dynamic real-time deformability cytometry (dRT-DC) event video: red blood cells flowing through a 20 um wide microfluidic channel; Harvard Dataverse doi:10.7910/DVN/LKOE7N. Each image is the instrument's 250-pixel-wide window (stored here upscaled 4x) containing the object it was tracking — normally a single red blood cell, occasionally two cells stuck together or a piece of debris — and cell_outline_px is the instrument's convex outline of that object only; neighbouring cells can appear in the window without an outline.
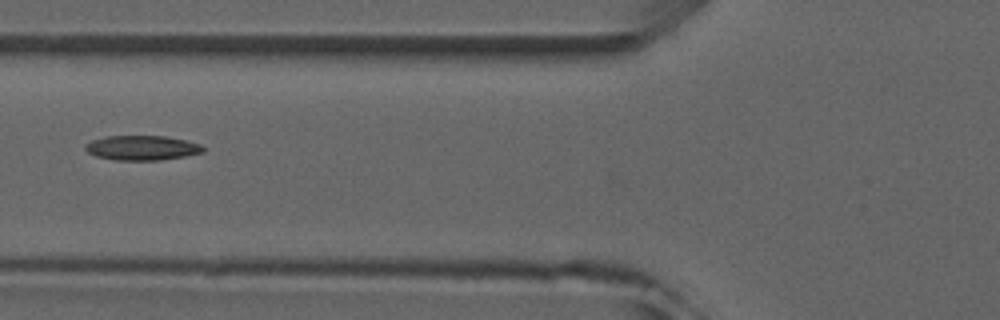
{"species": "common noctule bat (a hibernating species)", "species_latin": "Nyctalus noctula", "temperature_condition": "room temperature", "stored_images_in_passage": 5, "camera_frame_rate_fps": 3000, "um_per_image_px": 0.085, "animal": {"sex": "male", "forearm_length_mm": 52.5}, "frame": {"image": 1, "passage_image": 5, "time_ms": 5.333, "image_size_px": [1000, 320], "cell_outline_px": [[204, 152], [184, 156], [160, 160], [116, 160], [96, 156], [88, 152], [84, 148], [84, 144], [92, 140], [108, 136], [164, 136], [184, 140], [200, 144], [204, 148]], "centroid_in_image_um": [12.05, 12.57], "position_along_channel_um": 113.8, "area_um2": 16.82}}